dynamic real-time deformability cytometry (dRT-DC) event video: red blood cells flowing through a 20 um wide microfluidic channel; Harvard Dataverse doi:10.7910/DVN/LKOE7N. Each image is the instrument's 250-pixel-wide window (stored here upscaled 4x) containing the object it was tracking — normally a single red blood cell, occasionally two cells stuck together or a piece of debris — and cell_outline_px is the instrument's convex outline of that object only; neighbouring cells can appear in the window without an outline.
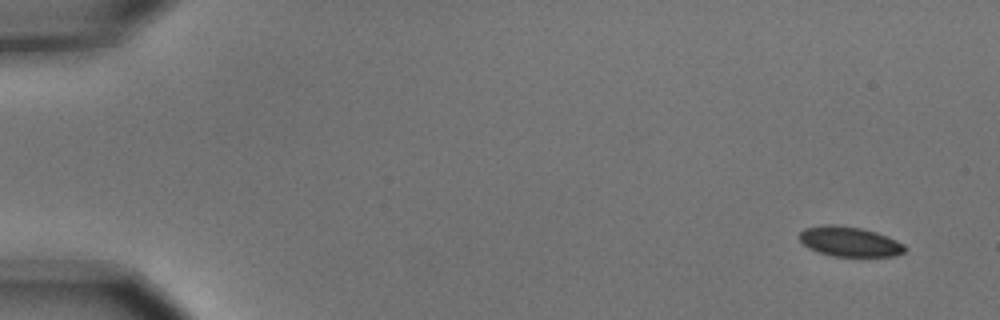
{"species": "common noctule bat (a hibernating species)", "species_latin": "Nyctalus noctula", "temperature_condition": "cold", "stored_images_in_passage": 6, "segment_of_instrument_passage": [1, 2], "camera_frame_rate_fps": 3000, "um_per_image_px": 0.085, "animal": {"sex": "male", "body_mass_g": 15.6}, "frame": {"image": 1, "passage_image": 1, "time_ms": 0.0, "image_size_px": [1000, 320], "cell_outline_px": [[904, 252], [892, 256], [832, 256], [808, 248], [800, 240], [800, 232], [804, 228], [824, 224], [836, 224], [860, 228], [876, 232], [888, 236], [904, 244]], "centroid_in_image_um": [72.19, 20.52], "position_along_channel_um": 12.8, "area_um2": 18.26}}